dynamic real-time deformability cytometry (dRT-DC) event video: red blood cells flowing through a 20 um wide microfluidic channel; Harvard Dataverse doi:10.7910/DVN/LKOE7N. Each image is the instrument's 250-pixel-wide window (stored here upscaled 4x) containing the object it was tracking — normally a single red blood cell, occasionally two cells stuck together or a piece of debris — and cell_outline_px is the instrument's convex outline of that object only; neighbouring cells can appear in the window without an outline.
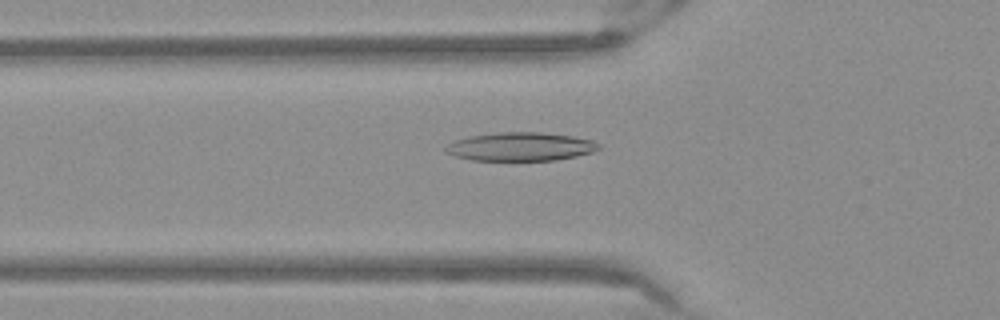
{"species": "Egyptian fruit bat (a non-hibernating species)", "species_latin": "Rousettus aegyptiacus", "temperature_condition": "warm", "stored_images_in_passage": 39, "camera_frame_rate_fps": 3000, "um_per_image_px": 0.085, "frame": {"image": 1, "passage_image": 5, "time_ms": 1.333, "image_size_px": [1000, 320], "cell_outline_px": [[600, 148], [592, 152], [576, 156], [556, 160], [472, 160], [456, 156], [444, 152], [444, 148], [448, 144], [456, 140], [472, 136], [496, 132], [540, 132], [572, 136], [592, 140], [600, 144]], "centroid_in_image_um": [44.25, 12.46], "position_along_channel_um": 81.5, "area_um2": 25.32}}
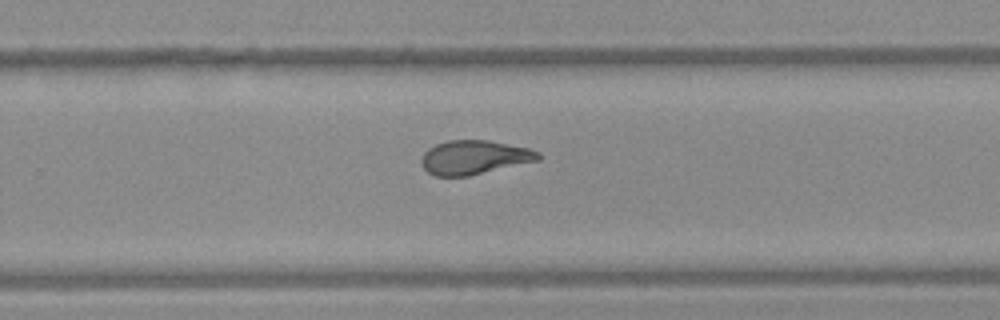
{"frame": {"image": 2, "passage_image": 21, "time_ms": 6.667, "image_size_px": [1000, 320], "cell_outline_px": [[540, 160], [468, 176], [436, 176], [428, 172], [424, 168], [420, 160], [424, 152], [428, 148], [436, 144], [448, 140], [488, 140], [528, 148], [540, 152]], "centroid_in_image_um": [40.3, 13.37], "position_along_channel_um": 289.5, "area_um2": 23.12}}
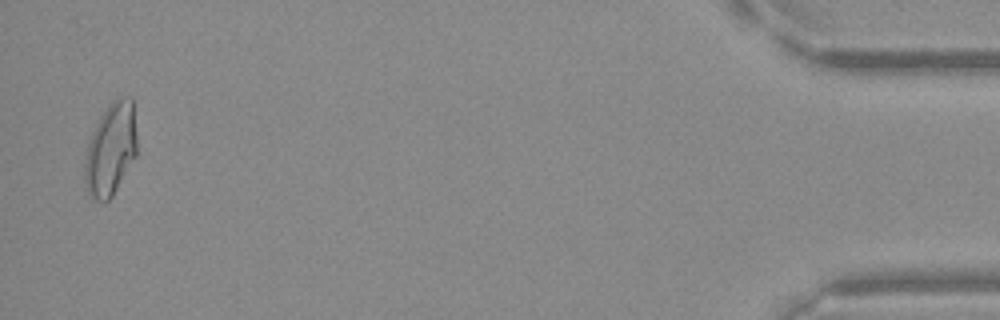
{"frame": {"image": 3, "passage_image": 38, "time_ms": 12.333, "image_size_px": [1000, 320], "cell_outline_px": [[136, 156], [112, 196], [108, 200], [92, 200], [88, 196], [84, 180], [84, 164], [88, 144], [92, 132], [100, 116], [112, 100], [116, 96], [132, 96], [136, 132]], "centroid_in_image_um": [9.4, 12.67], "position_along_channel_um": 425.8, "area_um2": 28.32}}